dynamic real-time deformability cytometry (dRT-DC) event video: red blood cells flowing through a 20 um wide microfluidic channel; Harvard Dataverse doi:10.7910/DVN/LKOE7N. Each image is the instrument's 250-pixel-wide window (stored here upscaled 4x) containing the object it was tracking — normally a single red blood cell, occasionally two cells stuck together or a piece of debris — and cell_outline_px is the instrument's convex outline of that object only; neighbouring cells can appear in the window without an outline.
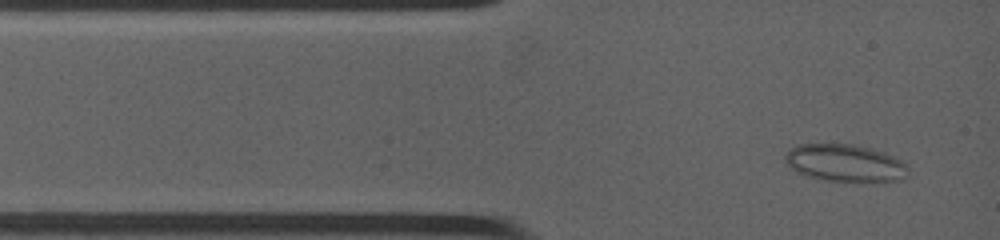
{"species": "common noctule bat (a hibernating species)", "species_latin": "Nyctalus noctula", "temperature_condition": "warm", "stored_images_in_passage": 42, "camera_frame_rate_fps": 4500, "um_per_image_px": 0.085, "animal": {"sex": "female", "body_mass_g": 19.0, "forearm_length_mm": 53.3}, "frame": {"image": 1, "passage_image": 2, "time_ms": 0.444, "image_size_px": [1000, 240], "cell_outline_px": [[908, 176], [904, 180], [820, 180], [796, 172], [784, 160], [784, 156], [792, 148], [800, 144], [852, 144], [884, 152], [904, 160]], "centroid_in_image_um": [71.83, 13.84], "position_along_channel_um": 13.2, "area_um2": 26.36}}
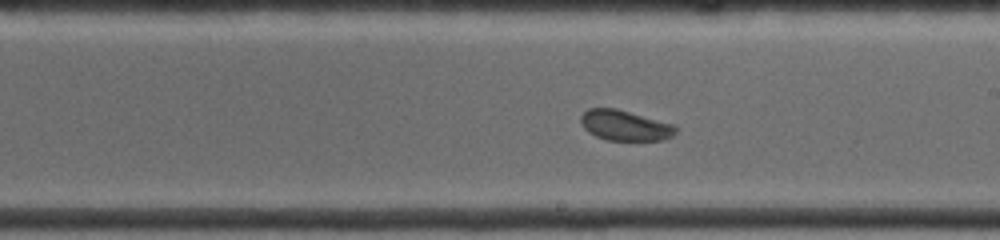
{"frame": {"image": 2, "passage_image": 22, "time_ms": 6.889, "image_size_px": [1000, 240], "cell_outline_px": [[676, 132], [672, 136], [664, 140], [608, 140], [596, 136], [588, 132], [584, 128], [580, 120], [580, 116], [588, 108], [616, 108], [676, 124]], "centroid_in_image_um": [53.14, 10.65], "position_along_channel_um": 235.9, "area_um2": 16.94}}
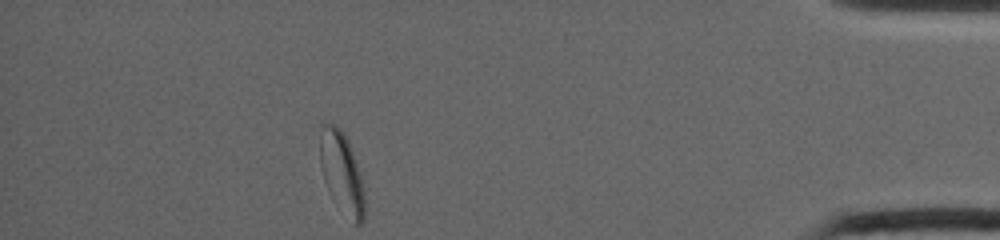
{"frame": {"image": 3, "passage_image": 41, "time_ms": 12.889, "image_size_px": [1000, 240], "cell_outline_px": [[364, 220], [360, 224], [352, 224], [332, 200], [324, 180], [320, 164], [320, 136], [324, 124], [336, 124], [344, 132], [348, 140], [356, 160], [360, 172], [364, 192]], "centroid_in_image_um": [29.06, 14.72], "position_along_channel_um": 406.1, "area_um2": 21.39}}